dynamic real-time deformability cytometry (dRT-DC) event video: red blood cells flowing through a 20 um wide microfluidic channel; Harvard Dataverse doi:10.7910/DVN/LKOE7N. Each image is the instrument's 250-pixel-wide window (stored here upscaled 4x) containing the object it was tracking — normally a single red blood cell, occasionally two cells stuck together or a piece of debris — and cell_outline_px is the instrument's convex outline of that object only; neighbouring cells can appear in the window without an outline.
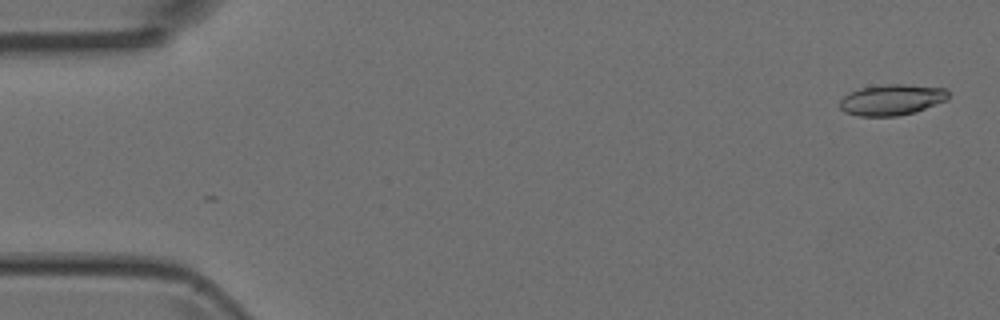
{"species": "Egyptian fruit bat (a non-hibernating species)", "species_latin": "Rousettus aegyptiacus", "temperature_condition": "room temperature", "stored_images_in_passage": 5, "camera_frame_rate_fps": 3000, "um_per_image_px": 0.085, "animal": {"sex": "female"}, "frame": {"image": 1, "passage_image": 1, "time_ms": 0.0, "image_size_px": [1000, 320], "cell_outline_px": [[948, 100], [916, 112], [896, 116], [860, 116], [844, 112], [840, 108], [840, 100], [848, 92], [860, 88], [884, 84], [904, 84], [944, 88], [948, 92]], "centroid_in_image_um": [75.79, 8.48], "position_along_channel_um": 9.2, "area_um2": 19.65}}
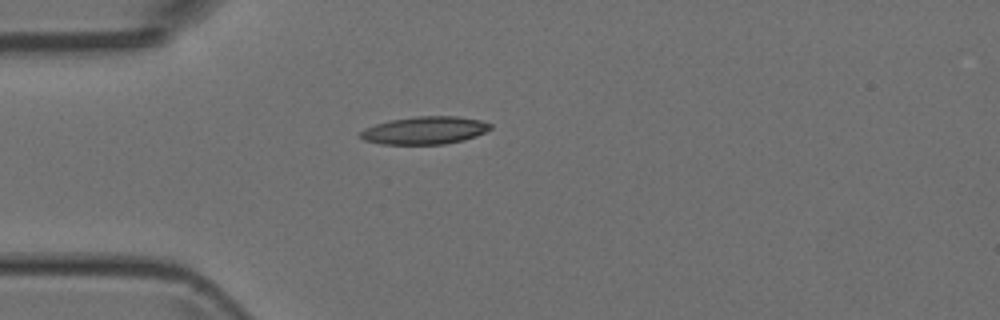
{"frame": {"image": 2, "passage_image": 4, "time_ms": 4.0, "image_size_px": [1000, 320], "cell_outline_px": [[492, 128], [476, 136], [464, 140], [444, 144], [380, 144], [364, 140], [360, 136], [360, 132], [364, 128], [388, 120], [416, 116], [456, 116], [480, 120], [492, 124]], "centroid_in_image_um": [36.1, 11.08], "position_along_channel_um": 48.9, "area_um2": 21.04}}